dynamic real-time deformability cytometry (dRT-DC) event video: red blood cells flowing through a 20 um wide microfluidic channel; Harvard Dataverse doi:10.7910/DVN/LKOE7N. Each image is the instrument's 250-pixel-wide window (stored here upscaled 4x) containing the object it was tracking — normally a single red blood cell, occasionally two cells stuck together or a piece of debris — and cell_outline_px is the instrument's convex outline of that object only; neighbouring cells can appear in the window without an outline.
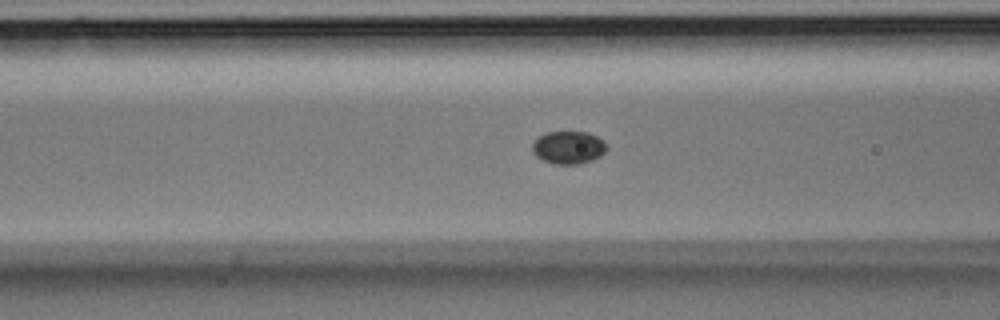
{"species": "Egyptian fruit bat (a non-hibernating species)", "species_latin": "Rousettus aegyptiacus", "temperature_condition": "room temperature", "stored_images_in_passage": 3, "camera_frame_rate_fps": 3000, "um_per_image_px": 0.085, "animal": {"sex": "male"}, "frame": {"image": 1, "passage_image": 3, "time_ms": 0.667, "image_size_px": [1000, 320], "cell_outline_px": [[608, 148], [600, 156], [592, 160], [580, 164], [556, 164], [544, 160], [536, 156], [532, 152], [532, 144], [544, 132], [588, 132], [604, 140]], "centroid_in_image_um": [48.33, 12.53], "position_along_channel_um": 118.3, "area_um2": 14.22}}